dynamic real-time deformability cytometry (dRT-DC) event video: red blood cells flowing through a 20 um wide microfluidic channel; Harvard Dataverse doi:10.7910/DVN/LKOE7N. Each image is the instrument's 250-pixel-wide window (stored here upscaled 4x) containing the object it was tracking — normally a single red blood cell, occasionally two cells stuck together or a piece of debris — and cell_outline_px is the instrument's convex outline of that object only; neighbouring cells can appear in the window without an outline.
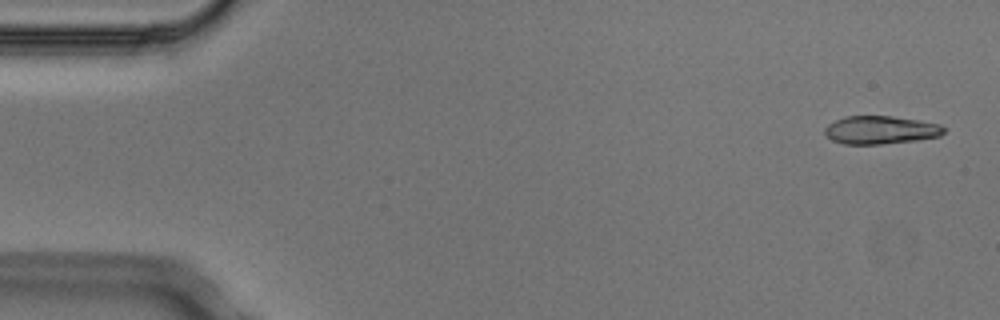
{"species": "Egyptian fruit bat (a non-hibernating species)", "species_latin": "Rousettus aegyptiacus", "temperature_condition": "cold", "stored_images_in_passage": 6, "camera_frame_rate_fps": 3000, "um_per_image_px": 0.085, "animal": {"sex": "male"}, "frame": {"image": 1, "passage_image": 1, "time_ms": 0.0, "image_size_px": [1000, 320], "cell_outline_px": [[944, 132], [940, 136], [916, 140], [880, 144], [844, 144], [832, 140], [824, 132], [824, 128], [828, 124], [844, 116], [892, 116], [940, 124], [944, 128]], "centroid_in_image_um": [74.82, 11.05], "position_along_channel_um": 10.2, "area_um2": 19.36}}
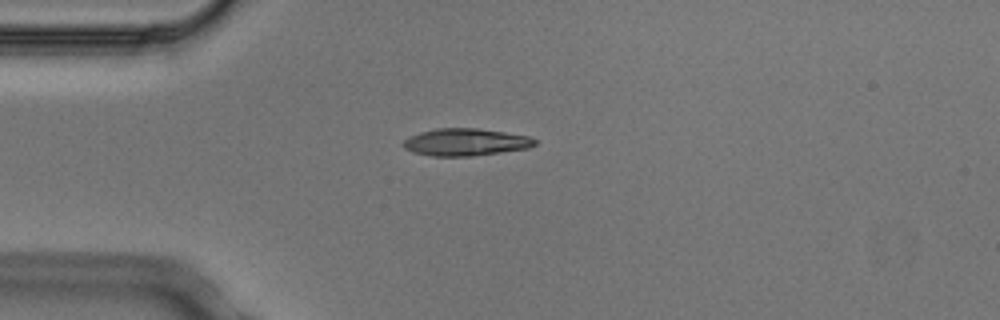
{"frame": {"image": 2, "passage_image": 4, "time_ms": 1.0, "image_size_px": [1000, 320], "cell_outline_px": [[536, 144], [528, 148], [472, 156], [432, 156], [412, 152], [404, 148], [400, 144], [408, 136], [420, 132], [436, 128], [476, 128], [504, 132], [528, 136], [536, 140]], "centroid_in_image_um": [39.51, 12.08], "position_along_channel_um": 45.5, "area_um2": 20.92}}
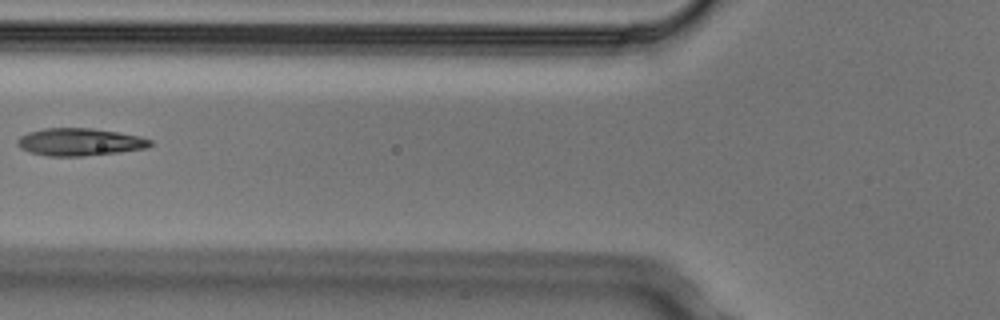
{"frame": {"image": 3, "passage_image": 6, "time_ms": 1.667, "image_size_px": [1000, 320], "cell_outline_px": [[152, 144], [148, 148], [120, 152], [84, 156], [48, 156], [28, 152], [20, 148], [16, 144], [16, 140], [20, 136], [28, 132], [44, 128], [92, 128], [140, 136], [152, 140]], "centroid_in_image_um": [6.75, 12.07], "position_along_channel_um": 119.0, "area_um2": 21.44}}